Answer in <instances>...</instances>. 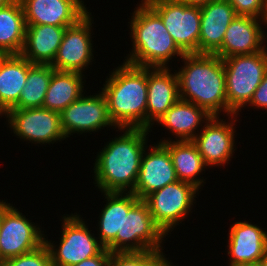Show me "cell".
Returning a JSON list of instances; mask_svg holds the SVG:
<instances>
[{"instance_id": "obj_24", "label": "cell", "mask_w": 267, "mask_h": 266, "mask_svg": "<svg viewBox=\"0 0 267 266\" xmlns=\"http://www.w3.org/2000/svg\"><path fill=\"white\" fill-rule=\"evenodd\" d=\"M172 139L163 137L158 142L169 150L177 179L190 183L199 190L202 189L207 178L204 179L201 175H204L205 169L208 168L195 143L192 140L175 141Z\"/></svg>"}, {"instance_id": "obj_34", "label": "cell", "mask_w": 267, "mask_h": 266, "mask_svg": "<svg viewBox=\"0 0 267 266\" xmlns=\"http://www.w3.org/2000/svg\"><path fill=\"white\" fill-rule=\"evenodd\" d=\"M173 1L186 3L189 6L202 7V6H205L207 3H209L212 0H173Z\"/></svg>"}, {"instance_id": "obj_20", "label": "cell", "mask_w": 267, "mask_h": 266, "mask_svg": "<svg viewBox=\"0 0 267 266\" xmlns=\"http://www.w3.org/2000/svg\"><path fill=\"white\" fill-rule=\"evenodd\" d=\"M171 71L172 67H147L146 129L150 131L153 124L180 99L178 75Z\"/></svg>"}, {"instance_id": "obj_9", "label": "cell", "mask_w": 267, "mask_h": 266, "mask_svg": "<svg viewBox=\"0 0 267 266\" xmlns=\"http://www.w3.org/2000/svg\"><path fill=\"white\" fill-rule=\"evenodd\" d=\"M2 200L0 222V262L37 249L44 243V230L26 218L11 203ZM38 224V225H37Z\"/></svg>"}, {"instance_id": "obj_11", "label": "cell", "mask_w": 267, "mask_h": 266, "mask_svg": "<svg viewBox=\"0 0 267 266\" xmlns=\"http://www.w3.org/2000/svg\"><path fill=\"white\" fill-rule=\"evenodd\" d=\"M237 114L223 116H212L203 126L202 130L192 140L205 165L208 168L224 167L228 165L235 154L236 123L239 118ZM227 120V121H226Z\"/></svg>"}, {"instance_id": "obj_36", "label": "cell", "mask_w": 267, "mask_h": 266, "mask_svg": "<svg viewBox=\"0 0 267 266\" xmlns=\"http://www.w3.org/2000/svg\"><path fill=\"white\" fill-rule=\"evenodd\" d=\"M12 0H0V8L4 7L6 4H8Z\"/></svg>"}, {"instance_id": "obj_25", "label": "cell", "mask_w": 267, "mask_h": 266, "mask_svg": "<svg viewBox=\"0 0 267 266\" xmlns=\"http://www.w3.org/2000/svg\"><path fill=\"white\" fill-rule=\"evenodd\" d=\"M34 64L21 54L4 55L0 61V115L3 116L19 101L28 70Z\"/></svg>"}, {"instance_id": "obj_30", "label": "cell", "mask_w": 267, "mask_h": 266, "mask_svg": "<svg viewBox=\"0 0 267 266\" xmlns=\"http://www.w3.org/2000/svg\"><path fill=\"white\" fill-rule=\"evenodd\" d=\"M0 266H53L51 255L45 243L37 249L0 262Z\"/></svg>"}, {"instance_id": "obj_32", "label": "cell", "mask_w": 267, "mask_h": 266, "mask_svg": "<svg viewBox=\"0 0 267 266\" xmlns=\"http://www.w3.org/2000/svg\"><path fill=\"white\" fill-rule=\"evenodd\" d=\"M247 106L248 109L253 107V109H262V111L266 110L265 112H267V71Z\"/></svg>"}, {"instance_id": "obj_10", "label": "cell", "mask_w": 267, "mask_h": 266, "mask_svg": "<svg viewBox=\"0 0 267 266\" xmlns=\"http://www.w3.org/2000/svg\"><path fill=\"white\" fill-rule=\"evenodd\" d=\"M162 19L184 54L199 53L200 7L173 0H144Z\"/></svg>"}, {"instance_id": "obj_7", "label": "cell", "mask_w": 267, "mask_h": 266, "mask_svg": "<svg viewBox=\"0 0 267 266\" xmlns=\"http://www.w3.org/2000/svg\"><path fill=\"white\" fill-rule=\"evenodd\" d=\"M200 193L194 185L176 181L156 190L143 200L153 217V222L167 236L188 217ZM169 233V234H168Z\"/></svg>"}, {"instance_id": "obj_40", "label": "cell", "mask_w": 267, "mask_h": 266, "mask_svg": "<svg viewBox=\"0 0 267 266\" xmlns=\"http://www.w3.org/2000/svg\"><path fill=\"white\" fill-rule=\"evenodd\" d=\"M265 26H267V15H266V19H265Z\"/></svg>"}, {"instance_id": "obj_23", "label": "cell", "mask_w": 267, "mask_h": 266, "mask_svg": "<svg viewBox=\"0 0 267 266\" xmlns=\"http://www.w3.org/2000/svg\"><path fill=\"white\" fill-rule=\"evenodd\" d=\"M21 55L32 64L51 65L67 27L26 24Z\"/></svg>"}, {"instance_id": "obj_14", "label": "cell", "mask_w": 267, "mask_h": 266, "mask_svg": "<svg viewBox=\"0 0 267 266\" xmlns=\"http://www.w3.org/2000/svg\"><path fill=\"white\" fill-rule=\"evenodd\" d=\"M165 238V239H164ZM166 235L153 222L144 200L139 199L123 216L122 252H164ZM163 250V251H162Z\"/></svg>"}, {"instance_id": "obj_15", "label": "cell", "mask_w": 267, "mask_h": 266, "mask_svg": "<svg viewBox=\"0 0 267 266\" xmlns=\"http://www.w3.org/2000/svg\"><path fill=\"white\" fill-rule=\"evenodd\" d=\"M156 143L146 146L132 191L142 200L152 192L178 181L169 150L162 143Z\"/></svg>"}, {"instance_id": "obj_38", "label": "cell", "mask_w": 267, "mask_h": 266, "mask_svg": "<svg viewBox=\"0 0 267 266\" xmlns=\"http://www.w3.org/2000/svg\"><path fill=\"white\" fill-rule=\"evenodd\" d=\"M4 55H5V54H4L3 52L0 51V61H1V59L3 58Z\"/></svg>"}, {"instance_id": "obj_37", "label": "cell", "mask_w": 267, "mask_h": 266, "mask_svg": "<svg viewBox=\"0 0 267 266\" xmlns=\"http://www.w3.org/2000/svg\"><path fill=\"white\" fill-rule=\"evenodd\" d=\"M1 214H2V201L0 200V222H1Z\"/></svg>"}, {"instance_id": "obj_3", "label": "cell", "mask_w": 267, "mask_h": 266, "mask_svg": "<svg viewBox=\"0 0 267 266\" xmlns=\"http://www.w3.org/2000/svg\"><path fill=\"white\" fill-rule=\"evenodd\" d=\"M109 73L100 89L110 119L117 129H146L147 67L123 62Z\"/></svg>"}, {"instance_id": "obj_28", "label": "cell", "mask_w": 267, "mask_h": 266, "mask_svg": "<svg viewBox=\"0 0 267 266\" xmlns=\"http://www.w3.org/2000/svg\"><path fill=\"white\" fill-rule=\"evenodd\" d=\"M54 68L51 65L34 64L29 70L19 101L13 107L30 109L42 107Z\"/></svg>"}, {"instance_id": "obj_1", "label": "cell", "mask_w": 267, "mask_h": 266, "mask_svg": "<svg viewBox=\"0 0 267 266\" xmlns=\"http://www.w3.org/2000/svg\"><path fill=\"white\" fill-rule=\"evenodd\" d=\"M96 155L94 185L100 192H132L136 185L142 155L148 144L149 129L118 128ZM123 132V133H122Z\"/></svg>"}, {"instance_id": "obj_6", "label": "cell", "mask_w": 267, "mask_h": 266, "mask_svg": "<svg viewBox=\"0 0 267 266\" xmlns=\"http://www.w3.org/2000/svg\"><path fill=\"white\" fill-rule=\"evenodd\" d=\"M81 217L77 212L62 215V234L57 245L44 235V243L49 249L53 266H71L99 255L105 249L92 230H89L87 221Z\"/></svg>"}, {"instance_id": "obj_29", "label": "cell", "mask_w": 267, "mask_h": 266, "mask_svg": "<svg viewBox=\"0 0 267 266\" xmlns=\"http://www.w3.org/2000/svg\"><path fill=\"white\" fill-rule=\"evenodd\" d=\"M165 252L153 250L141 252L111 253L110 266H176Z\"/></svg>"}, {"instance_id": "obj_19", "label": "cell", "mask_w": 267, "mask_h": 266, "mask_svg": "<svg viewBox=\"0 0 267 266\" xmlns=\"http://www.w3.org/2000/svg\"><path fill=\"white\" fill-rule=\"evenodd\" d=\"M26 24L68 27L90 10L84 0H20Z\"/></svg>"}, {"instance_id": "obj_2", "label": "cell", "mask_w": 267, "mask_h": 266, "mask_svg": "<svg viewBox=\"0 0 267 266\" xmlns=\"http://www.w3.org/2000/svg\"><path fill=\"white\" fill-rule=\"evenodd\" d=\"M180 60L183 66L174 70L178 75L180 99L204 108L212 116L223 114L227 117L222 58L215 54L192 53L185 54Z\"/></svg>"}, {"instance_id": "obj_21", "label": "cell", "mask_w": 267, "mask_h": 266, "mask_svg": "<svg viewBox=\"0 0 267 266\" xmlns=\"http://www.w3.org/2000/svg\"><path fill=\"white\" fill-rule=\"evenodd\" d=\"M199 53L214 54L222 45L225 32L237 16L227 0H212L200 7Z\"/></svg>"}, {"instance_id": "obj_27", "label": "cell", "mask_w": 267, "mask_h": 266, "mask_svg": "<svg viewBox=\"0 0 267 266\" xmlns=\"http://www.w3.org/2000/svg\"><path fill=\"white\" fill-rule=\"evenodd\" d=\"M26 21L20 0L0 8V51L5 55L21 54L26 34Z\"/></svg>"}, {"instance_id": "obj_22", "label": "cell", "mask_w": 267, "mask_h": 266, "mask_svg": "<svg viewBox=\"0 0 267 266\" xmlns=\"http://www.w3.org/2000/svg\"><path fill=\"white\" fill-rule=\"evenodd\" d=\"M211 117L204 108L179 99L153 126L165 127L175 141L193 140Z\"/></svg>"}, {"instance_id": "obj_17", "label": "cell", "mask_w": 267, "mask_h": 266, "mask_svg": "<svg viewBox=\"0 0 267 266\" xmlns=\"http://www.w3.org/2000/svg\"><path fill=\"white\" fill-rule=\"evenodd\" d=\"M106 204L99 213L98 236L100 243L111 253L122 252L123 216L139 200L133 192H101Z\"/></svg>"}, {"instance_id": "obj_31", "label": "cell", "mask_w": 267, "mask_h": 266, "mask_svg": "<svg viewBox=\"0 0 267 266\" xmlns=\"http://www.w3.org/2000/svg\"><path fill=\"white\" fill-rule=\"evenodd\" d=\"M235 10L237 16H250L266 19L267 0H227Z\"/></svg>"}, {"instance_id": "obj_13", "label": "cell", "mask_w": 267, "mask_h": 266, "mask_svg": "<svg viewBox=\"0 0 267 266\" xmlns=\"http://www.w3.org/2000/svg\"><path fill=\"white\" fill-rule=\"evenodd\" d=\"M94 94L86 95L84 92L60 113L61 127L66 138L76 133L85 136L87 132L92 134L105 128H117L110 119L103 93L97 91Z\"/></svg>"}, {"instance_id": "obj_35", "label": "cell", "mask_w": 267, "mask_h": 266, "mask_svg": "<svg viewBox=\"0 0 267 266\" xmlns=\"http://www.w3.org/2000/svg\"><path fill=\"white\" fill-rule=\"evenodd\" d=\"M258 263L260 264V266H267V252Z\"/></svg>"}, {"instance_id": "obj_18", "label": "cell", "mask_w": 267, "mask_h": 266, "mask_svg": "<svg viewBox=\"0 0 267 266\" xmlns=\"http://www.w3.org/2000/svg\"><path fill=\"white\" fill-rule=\"evenodd\" d=\"M264 26V19L236 16L225 32L221 47L214 54L223 59L262 51L267 45V32H264Z\"/></svg>"}, {"instance_id": "obj_33", "label": "cell", "mask_w": 267, "mask_h": 266, "mask_svg": "<svg viewBox=\"0 0 267 266\" xmlns=\"http://www.w3.org/2000/svg\"><path fill=\"white\" fill-rule=\"evenodd\" d=\"M110 256L111 252L105 248L99 255L84 259L71 266H110Z\"/></svg>"}, {"instance_id": "obj_39", "label": "cell", "mask_w": 267, "mask_h": 266, "mask_svg": "<svg viewBox=\"0 0 267 266\" xmlns=\"http://www.w3.org/2000/svg\"><path fill=\"white\" fill-rule=\"evenodd\" d=\"M245 266H260V264L257 263V264H251V265H245Z\"/></svg>"}, {"instance_id": "obj_5", "label": "cell", "mask_w": 267, "mask_h": 266, "mask_svg": "<svg viewBox=\"0 0 267 266\" xmlns=\"http://www.w3.org/2000/svg\"><path fill=\"white\" fill-rule=\"evenodd\" d=\"M228 115L246 108L267 71V46L254 54L223 58Z\"/></svg>"}, {"instance_id": "obj_4", "label": "cell", "mask_w": 267, "mask_h": 266, "mask_svg": "<svg viewBox=\"0 0 267 266\" xmlns=\"http://www.w3.org/2000/svg\"><path fill=\"white\" fill-rule=\"evenodd\" d=\"M136 6L128 22L132 48L123 61L149 68L172 67L169 65L174 61L172 58L181 59L185 54L173 41L161 17L144 0Z\"/></svg>"}, {"instance_id": "obj_26", "label": "cell", "mask_w": 267, "mask_h": 266, "mask_svg": "<svg viewBox=\"0 0 267 266\" xmlns=\"http://www.w3.org/2000/svg\"><path fill=\"white\" fill-rule=\"evenodd\" d=\"M85 75L78 72L53 70L42 107L61 113L87 92ZM85 81V82H84Z\"/></svg>"}, {"instance_id": "obj_8", "label": "cell", "mask_w": 267, "mask_h": 266, "mask_svg": "<svg viewBox=\"0 0 267 266\" xmlns=\"http://www.w3.org/2000/svg\"><path fill=\"white\" fill-rule=\"evenodd\" d=\"M10 128L21 141L31 144L50 145L66 139L61 127L60 113L39 107L30 109L12 108L3 116ZM9 126V127H8ZM23 139V140H22Z\"/></svg>"}, {"instance_id": "obj_12", "label": "cell", "mask_w": 267, "mask_h": 266, "mask_svg": "<svg viewBox=\"0 0 267 266\" xmlns=\"http://www.w3.org/2000/svg\"><path fill=\"white\" fill-rule=\"evenodd\" d=\"M89 11L74 25L68 26L51 66L58 71L85 73L94 61L93 23Z\"/></svg>"}, {"instance_id": "obj_16", "label": "cell", "mask_w": 267, "mask_h": 266, "mask_svg": "<svg viewBox=\"0 0 267 266\" xmlns=\"http://www.w3.org/2000/svg\"><path fill=\"white\" fill-rule=\"evenodd\" d=\"M227 236L228 266L257 264L267 252V231L257 224L236 221Z\"/></svg>"}]
</instances>
